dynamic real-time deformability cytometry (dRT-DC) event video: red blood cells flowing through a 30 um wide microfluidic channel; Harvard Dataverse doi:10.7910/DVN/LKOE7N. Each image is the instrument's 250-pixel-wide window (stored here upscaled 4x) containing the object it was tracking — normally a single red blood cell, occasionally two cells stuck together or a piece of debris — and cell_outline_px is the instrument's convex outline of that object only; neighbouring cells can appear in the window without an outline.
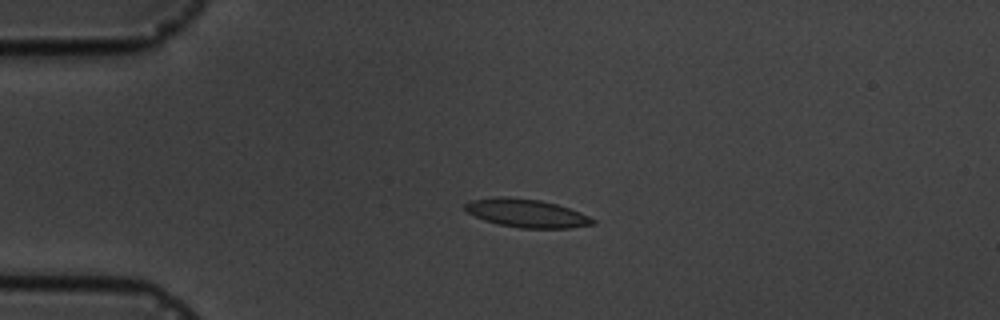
{"species": "common noctule bat (a hibernating species)", "species_latin": "Nyctalus noctula", "temperature_condition": "cold", "stored_images_in_passage": 6, "camera_frame_rate_fps": 3000, "um_per_image_px": 0.085, "animal": {"sex": "male", "body_mass_g": 19.5, "forearm_length_mm": 54.6}, "frame": {"image": 1, "passage_image": 4, "time_ms": 3.333, "image_size_px": [1000, 320], "cell_outline_px": [[596, 224], [572, 228], [520, 228], [500, 224], [484, 220], [468, 212], [464, 208], [464, 204], [472, 200], [496, 196], [504, 196], [540, 200], [556, 204], [580, 212], [596, 220]], "centroid_in_image_um": [44.78, 18.12], "position_along_channel_um": 40.2, "area_um2": 20.98}}
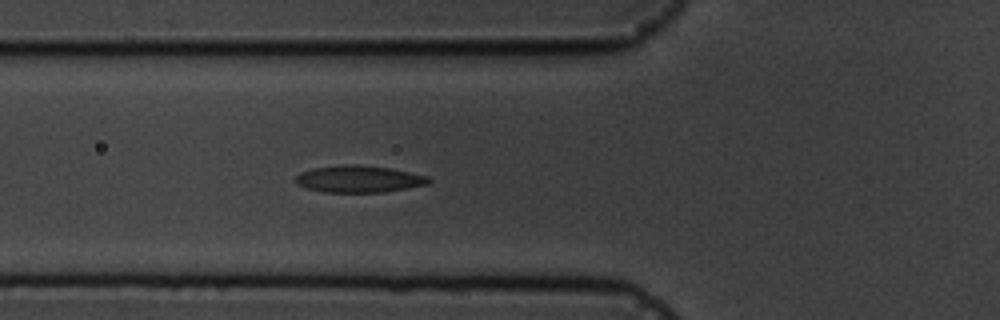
{"frame": {"image": 2, "passage_image": 6, "time_ms": 5.667, "image_size_px": [1000, 320], "cell_outline_px": [[432, 180], [428, 184], [384, 192], [324, 192], [308, 188], [296, 184], [296, 176], [300, 172], [316, 168], [348, 164], [356, 164], [392, 168], [428, 176]], "centroid_in_image_um": [30.54, 15.21], "position_along_channel_um": 95.3, "area_um2": 20.75}}